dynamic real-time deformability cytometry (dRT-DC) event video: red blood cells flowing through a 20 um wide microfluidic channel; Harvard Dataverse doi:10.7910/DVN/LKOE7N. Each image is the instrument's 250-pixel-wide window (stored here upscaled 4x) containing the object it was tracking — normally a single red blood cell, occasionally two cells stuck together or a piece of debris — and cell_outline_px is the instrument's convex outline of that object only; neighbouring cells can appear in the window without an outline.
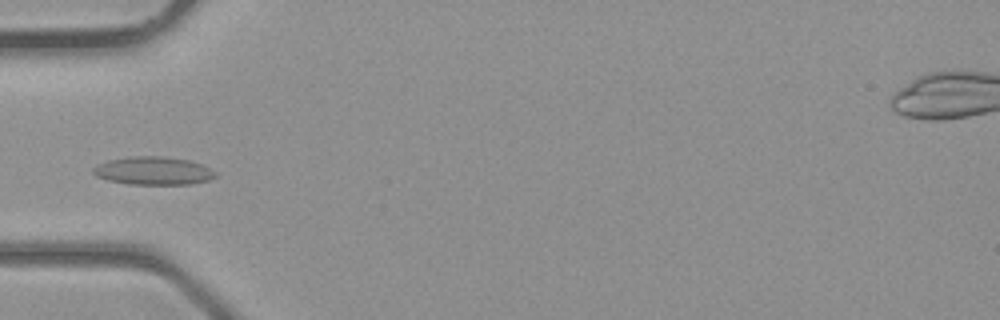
{"species": "common noctule bat (a hibernating species)", "species_latin": "Nyctalus noctula", "temperature_condition": "room temperature", "stored_images_in_passage": 32, "camera_frame_rate_fps": 3000, "um_per_image_px": 0.085, "animal": {"sex": "male", "body_mass_g": 23.1, "forearm_length_mm": 52.7}, "frame": {"image": 1, "passage_image": 7, "time_ms": 2.0, "image_size_px": [1000, 320], "cell_outline_px": [[216, 176], [208, 180], [192, 184], [128, 184], [108, 180], [96, 176], [92, 172], [92, 168], [96, 164], [108, 160], [132, 156], [164, 156], [188, 160], [204, 164], [216, 172]], "centroid_in_image_um": [13.03, 14.51], "position_along_channel_um": 72.0, "area_um2": 20.17}}
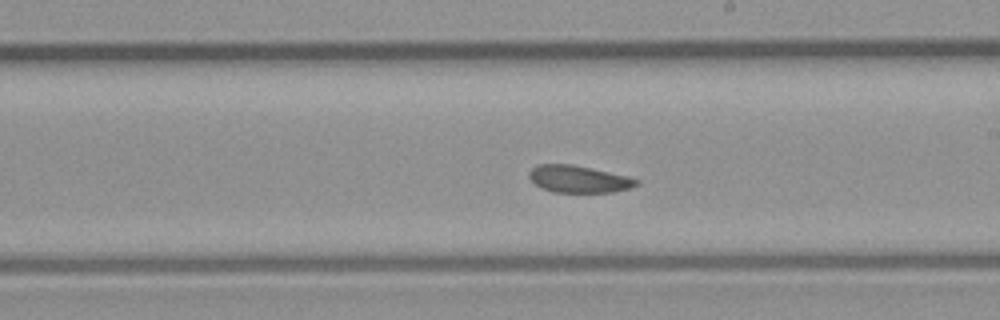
{"frame": {"image": 2, "passage_image": 17, "time_ms": 5.333, "image_size_px": [1000, 320], "cell_outline_px": [[640, 184], [628, 188], [612, 192], [552, 192], [540, 188], [528, 176], [528, 172], [532, 168], [540, 164], [572, 164], [628, 176], [640, 180]], "centroid_in_image_um": [49.18, 15.22], "position_along_channel_um": 239.8, "area_um2": 16.94}}
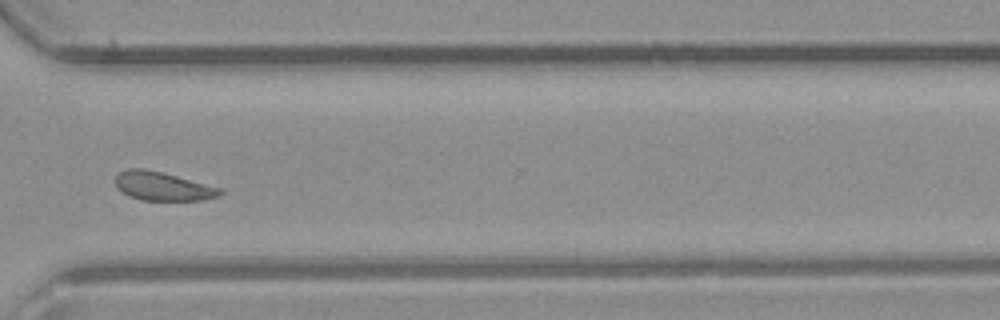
{"frame": {"image": 3, "passage_image": 24, "time_ms": 7.667, "image_size_px": [1000, 320], "cell_outline_px": [[224, 192], [220, 196], [204, 200], [140, 200], [128, 196], [116, 188], [116, 176], [120, 172], [128, 168], [144, 168], [164, 172], [224, 188]], "centroid_in_image_um": [13.88, 15.83], "position_along_channel_um": 356.7, "area_um2": 17.92}}